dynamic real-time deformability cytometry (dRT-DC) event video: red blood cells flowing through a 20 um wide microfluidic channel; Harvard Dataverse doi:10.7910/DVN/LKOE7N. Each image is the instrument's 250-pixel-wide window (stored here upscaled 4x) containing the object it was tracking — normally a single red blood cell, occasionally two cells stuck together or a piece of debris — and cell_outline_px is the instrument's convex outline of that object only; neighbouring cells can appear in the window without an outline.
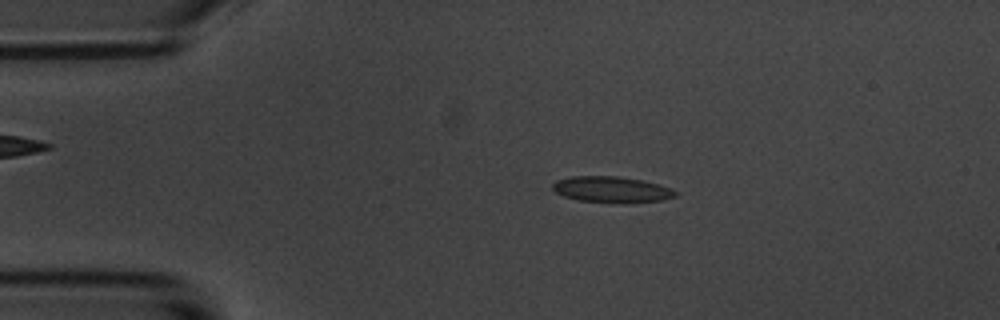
{"species": "common noctule bat (a hibernating species)", "species_latin": "Nyctalus noctula", "temperature_condition": "room temperature", "stored_images_in_passage": 55, "camera_frame_rate_fps": 3000, "um_per_image_px": 0.085, "animal": {"sex": "male", "body_mass_g": 20.1, "forearm_length_mm": 53.5}, "frame": {"image": 1, "passage_image": 10, "time_ms": 3.0, "image_size_px": [1000, 320], "cell_outline_px": [[676, 196], [664, 200], [624, 204], [576, 200], [564, 196], [556, 192], [552, 188], [552, 184], [556, 180], [572, 176], [616, 176], [644, 180], [660, 184], [676, 192]], "centroid_in_image_um": [51.99, 16.12], "position_along_channel_um": 33.0, "area_um2": 18.9}}
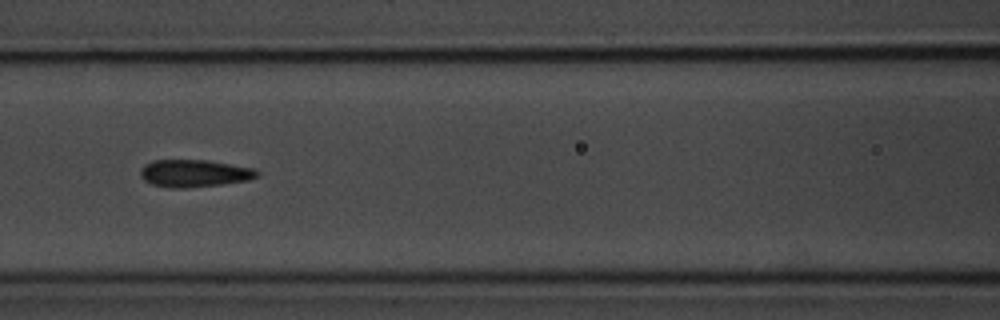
{"frame": {"image": 2, "passage_image": 23, "time_ms": 7.333, "image_size_px": [1000, 320], "cell_outline_px": [[260, 176], [248, 180], [224, 184], [184, 188], [172, 188], [152, 184], [144, 180], [140, 176], [140, 168], [144, 164], [152, 160], [208, 160], [256, 168], [260, 172]], "centroid_in_image_um": [16.54, 14.72], "position_along_channel_um": 150.1, "area_um2": 18.9}}
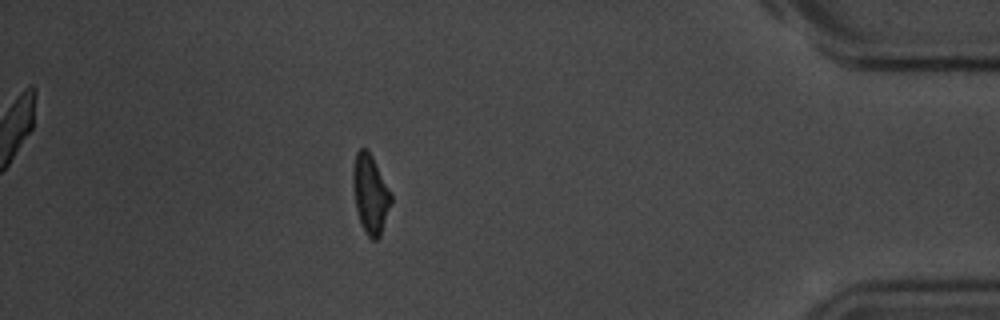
{"frame": {"image": 3, "passage_image": 48, "time_ms": 15.667, "image_size_px": [1000, 320], "cell_outline_px": [[392, 200], [380, 236], [376, 240], [372, 240], [364, 232], [356, 208], [352, 184], [352, 168], [356, 152], [360, 148], [368, 148], [392, 196]], "centroid_in_image_um": [31.46, 16.47], "position_along_channel_um": 403.7, "area_um2": 17.4}, "authors_computed_cell_mechanics": {"area_um2": 17.918, "velocity_mm_per_s": 3.5966, "shape_relaxation_time_tau1_ms": 3.4735, "shape_relaxation_time_tau2_ms": 3.0522, "deformation_change_tau1": 0.118, "deformation_change_tau2": 0.0995}}